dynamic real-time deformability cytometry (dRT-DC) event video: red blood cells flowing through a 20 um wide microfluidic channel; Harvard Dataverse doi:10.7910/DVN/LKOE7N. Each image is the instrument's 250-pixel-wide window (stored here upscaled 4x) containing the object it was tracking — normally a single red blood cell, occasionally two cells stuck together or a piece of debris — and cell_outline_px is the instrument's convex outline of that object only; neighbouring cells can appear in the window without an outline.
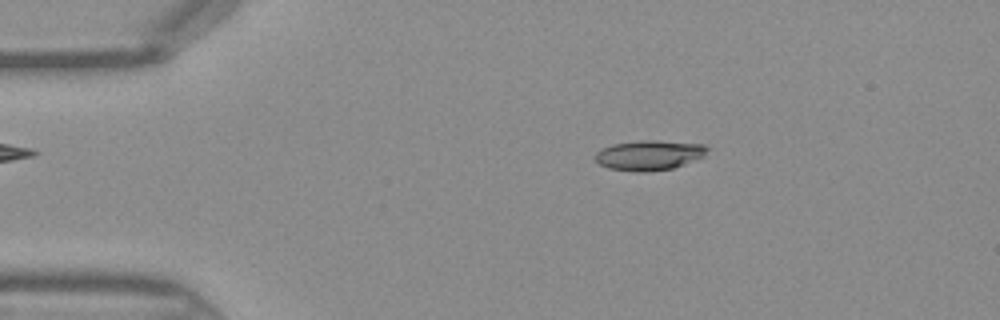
{"species": "Egyptian fruit bat (a non-hibernating species)", "species_latin": "Rousettus aegyptiacus", "temperature_condition": "warm", "stored_images_in_passage": 45, "camera_frame_rate_fps": 3000, "um_per_image_px": 0.085, "frame": {"image": 1, "passage_image": 8, "time_ms": 2.333, "image_size_px": [1000, 320], "cell_outline_px": [[708, 148], [704, 156], [684, 164], [672, 168], [644, 172], [636, 172], [608, 168], [600, 164], [592, 156], [600, 148], [612, 144], [640, 140], [656, 140], [704, 144]], "centroid_in_image_um": [55.13, 13.18], "position_along_channel_um": 29.9, "area_um2": 19.65}}
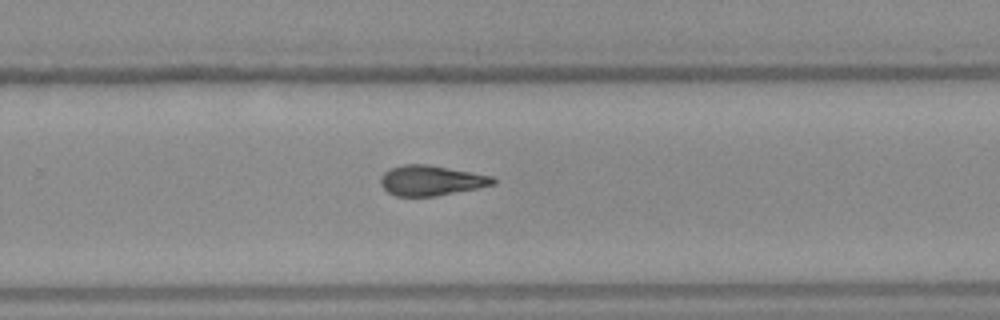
{"frame": {"image": 2, "passage_image": 29, "time_ms": 9.333, "image_size_px": [1000, 320], "cell_outline_px": [[496, 184], [436, 196], [396, 196], [388, 192], [380, 184], [380, 176], [384, 172], [392, 168], [404, 164], [424, 164], [472, 172], [492, 176], [496, 180]], "centroid_in_image_um": [36.63, 15.34], "position_along_channel_um": 293.2, "area_um2": 19.59}}
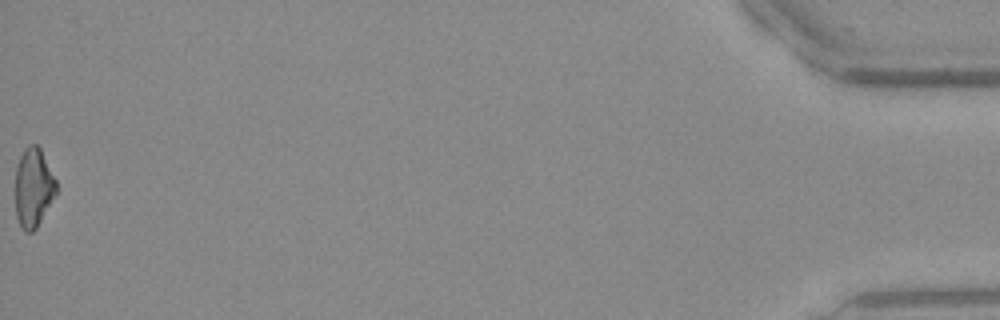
{"frame": {"image": 3, "passage_image": 45, "time_ms": 14.667, "image_size_px": [1000, 320], "cell_outline_px": [[56, 192], [36, 228], [32, 232], [24, 232], [20, 228], [16, 216], [16, 168], [20, 156], [24, 148], [28, 144], [36, 144], [40, 148], [56, 180]], "centroid_in_image_um": [2.82, 15.95], "position_along_channel_um": 432.4, "area_um2": 18.67}}